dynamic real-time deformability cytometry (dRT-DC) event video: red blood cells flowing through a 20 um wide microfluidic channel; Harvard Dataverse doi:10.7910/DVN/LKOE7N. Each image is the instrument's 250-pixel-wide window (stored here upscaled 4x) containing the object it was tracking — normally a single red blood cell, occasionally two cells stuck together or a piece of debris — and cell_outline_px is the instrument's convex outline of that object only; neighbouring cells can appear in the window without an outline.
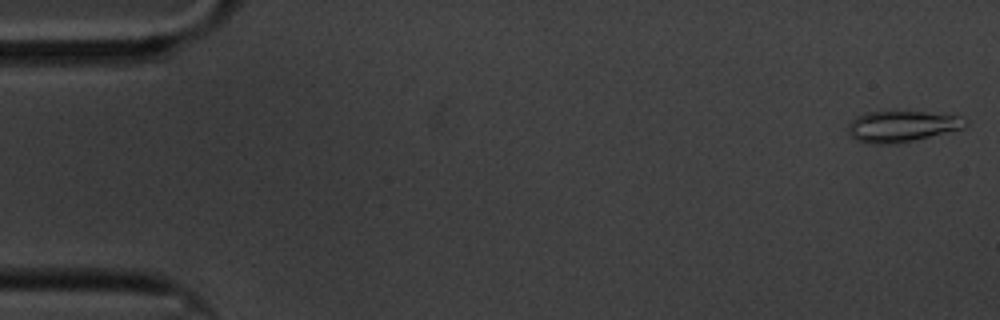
{"species": "common noctule bat (a hibernating species)", "species_latin": "Nyctalus noctula", "temperature_condition": "cold", "stored_images_in_passage": 59, "camera_frame_rate_fps": 3000, "um_per_image_px": 0.085, "animal": {"sex": "male", "body_mass_g": 20.1, "forearm_length_mm": 53.5}, "frame": {"image": 1, "passage_image": 1, "time_ms": 0.0, "image_size_px": [1000, 320], "cell_outline_px": [[968, 124], [964, 128], [896, 144], [876, 144], [856, 140], [848, 132], [848, 124], [856, 116], [864, 112], [924, 112], [960, 116], [968, 120]], "centroid_in_image_um": [76.65, 10.73], "position_along_channel_um": 8.3, "area_um2": 21.1}}
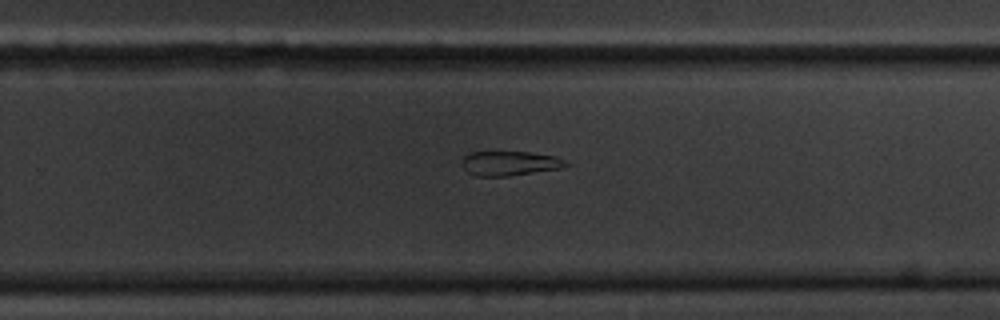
{"frame": {"image": 2, "passage_image": 38, "time_ms": 12.333, "image_size_px": [1000, 320], "cell_outline_px": [[568, 164], [560, 168], [508, 176], [476, 176], [468, 172], [464, 168], [464, 156], [472, 152], [528, 152], [556, 156], [564, 160]], "centroid_in_image_um": [43.33, 13.88], "position_along_channel_um": 286.5, "area_um2": 14.51}}
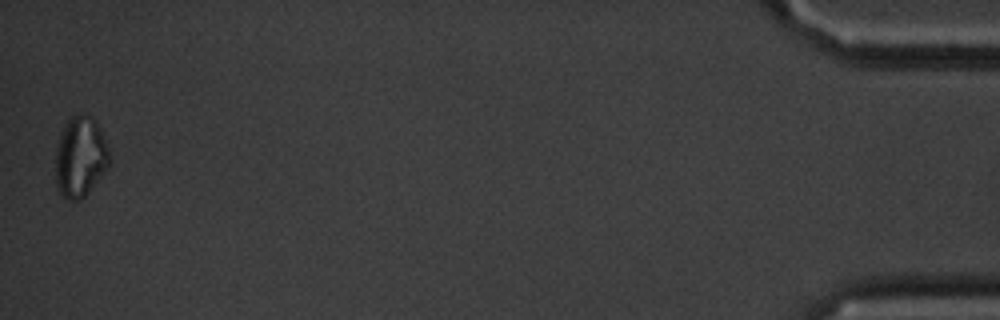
{"frame": {"image": 3, "passage_image": 59, "time_ms": 19.333, "image_size_px": [1000, 320], "cell_outline_px": [[112, 160], [108, 168], [88, 192], [80, 200], [68, 200], [60, 196], [56, 188], [56, 148], [64, 124], [72, 116], [80, 112], [84, 112], [92, 116], [96, 120], [100, 128], [108, 148]], "centroid_in_image_um": [6.84, 13.32], "position_along_channel_um": 428.4, "area_um2": 25.78}}